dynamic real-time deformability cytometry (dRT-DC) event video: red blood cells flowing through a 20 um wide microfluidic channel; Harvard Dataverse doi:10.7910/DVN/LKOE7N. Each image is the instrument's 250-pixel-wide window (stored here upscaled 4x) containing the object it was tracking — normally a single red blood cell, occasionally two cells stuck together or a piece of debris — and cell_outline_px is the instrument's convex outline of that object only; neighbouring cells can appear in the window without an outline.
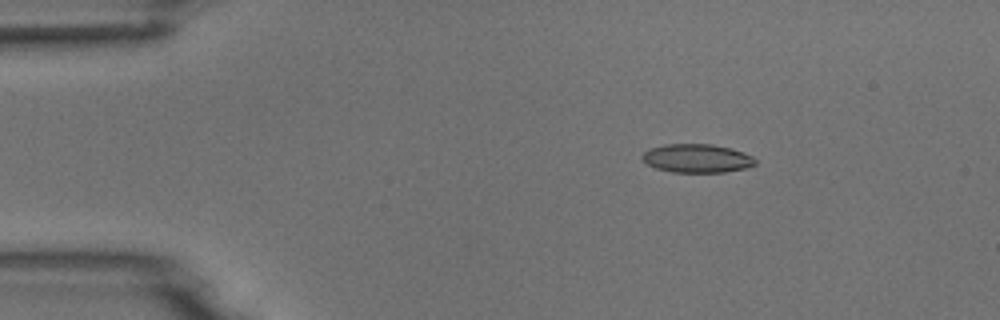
{"species": "common noctule bat (a hibernating species)", "species_latin": "Nyctalus noctula", "temperature_condition": "room temperature", "stored_images_in_passage": 3, "camera_frame_rate_fps": 3000, "um_per_image_px": 0.085, "animal": {"sex": "male", "body_mass_g": 18.8}, "frame": {"image": 1, "passage_image": 1, "time_ms": 0.0, "image_size_px": [1000, 320], "cell_outline_px": [[756, 164], [748, 168], [724, 172], [672, 172], [656, 168], [648, 164], [640, 156], [644, 152], [652, 148], [664, 144], [712, 144], [732, 148], [744, 152], [752, 156], [756, 160]], "centroid_in_image_um": [59.28, 13.46], "position_along_channel_um": 25.7, "area_um2": 18.9}}